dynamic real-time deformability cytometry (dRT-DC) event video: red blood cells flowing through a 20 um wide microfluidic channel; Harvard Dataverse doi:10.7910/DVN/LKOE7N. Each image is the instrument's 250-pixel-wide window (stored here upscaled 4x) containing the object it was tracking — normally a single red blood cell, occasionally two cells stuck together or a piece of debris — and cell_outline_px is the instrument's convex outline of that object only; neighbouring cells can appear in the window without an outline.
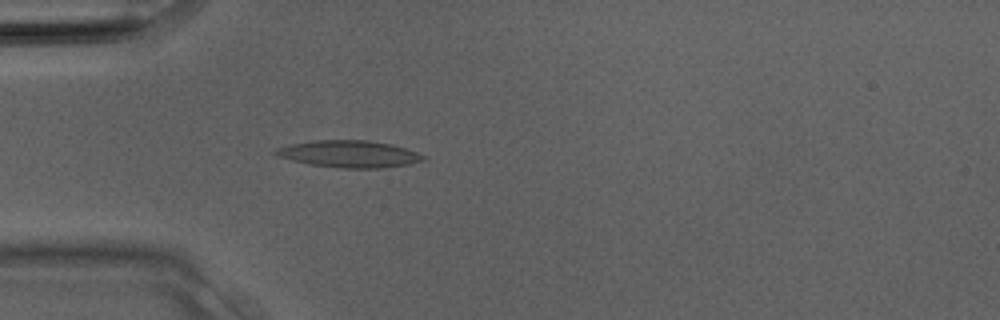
{"species": "Egyptian fruit bat (a non-hibernating species)", "species_latin": "Rousettus aegyptiacus", "temperature_condition": "room temperature", "stored_images_in_passage": 32, "camera_frame_rate_fps": 3000, "um_per_image_px": 0.085, "animal": {"sex": "male"}, "frame": {"image": 1, "passage_image": 9, "time_ms": 2.667, "image_size_px": [1000, 320], "cell_outline_px": [[428, 156], [424, 160], [408, 164], [384, 168], [340, 168], [308, 164], [292, 160], [280, 156], [272, 152], [276, 148], [292, 144], [312, 140], [368, 140], [392, 144]], "centroid_in_image_um": [29.7, 13.09], "position_along_channel_um": 55.3, "area_um2": 23.18}}
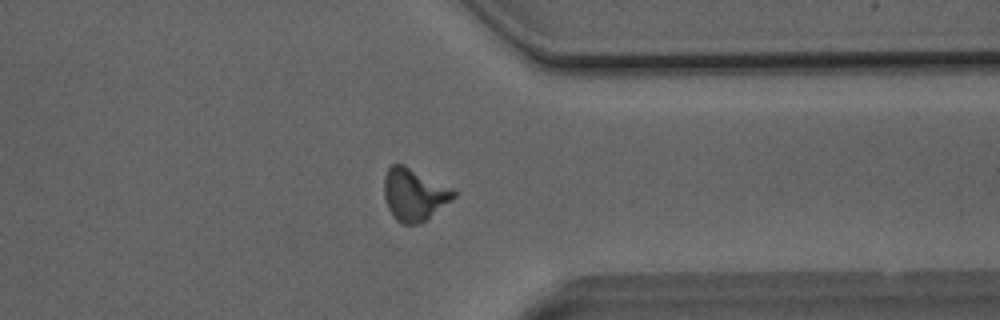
{"frame": {"image": 2, "passage_image": 25, "time_ms": 8.0, "image_size_px": [1000, 320], "cell_outline_px": [[456, 196], [452, 200], [424, 220], [416, 224], [404, 224], [396, 220], [392, 216], [388, 208], [384, 196], [384, 176], [388, 168], [392, 164], [404, 164], [456, 188]], "centroid_in_image_um": [35.22, 16.49], "position_along_channel_um": 376.2, "area_um2": 21.44}}
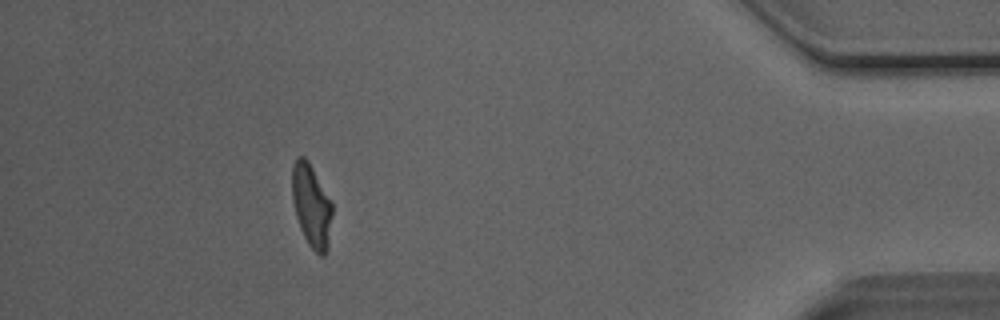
{"frame": {"image": 3, "passage_image": 29, "time_ms": 9.333, "image_size_px": [1000, 320], "cell_outline_px": [[332, 216], [328, 248], [324, 256], [320, 256], [308, 244], [300, 228], [296, 216], [292, 200], [292, 164], [296, 156], [304, 156], [308, 160], [332, 200]], "centroid_in_image_um": [26.48, 17.45], "position_along_channel_um": 408.7, "area_um2": 19.71}}